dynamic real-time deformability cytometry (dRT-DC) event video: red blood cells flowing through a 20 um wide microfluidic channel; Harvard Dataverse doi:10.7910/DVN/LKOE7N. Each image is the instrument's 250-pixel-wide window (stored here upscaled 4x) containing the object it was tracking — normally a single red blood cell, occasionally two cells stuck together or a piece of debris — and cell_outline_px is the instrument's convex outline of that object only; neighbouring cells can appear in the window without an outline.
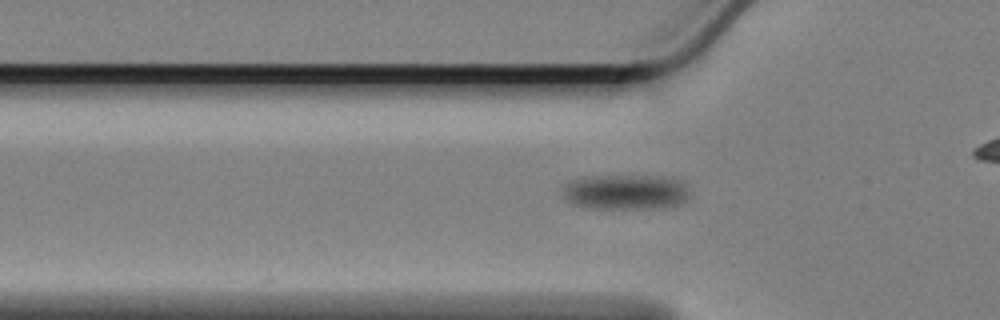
{"species": "Egyptian fruit bat (a non-hibernating species)", "species_latin": "Rousettus aegyptiacus", "temperature_condition": "cold", "stored_images_in_passage": 39, "camera_frame_rate_fps": 3000, "um_per_image_px": 0.085, "animal": {"sex": "female"}, "frame": {"image": 1, "passage_image": 12, "time_ms": 3.667, "image_size_px": [1000, 320], "cell_outline_px": [[688, 200], [680, 204], [668, 208], [592, 208], [576, 204], [568, 200], [564, 196], [560, 188], [564, 184], [572, 180], [584, 176], [672, 176], [684, 180], [688, 192]], "centroid_in_image_um": [53.24, 16.3], "position_along_channel_um": 72.6, "area_um2": 26.47}}
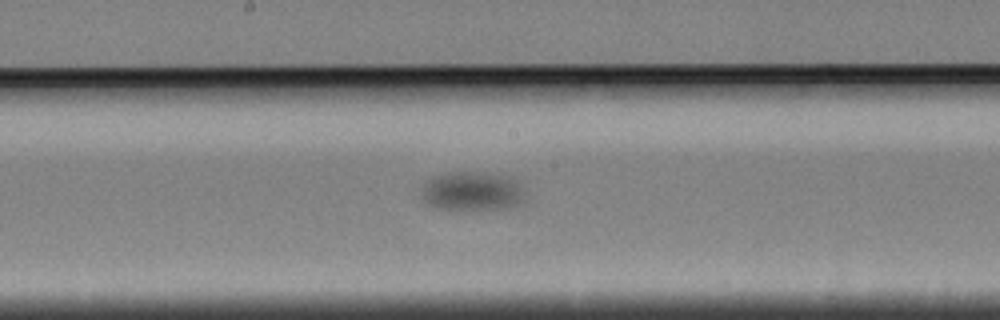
{"frame": {"image": 2, "passage_image": 25, "time_ms": 8.0, "image_size_px": [1000, 320], "cell_outline_px": [[524, 204], [512, 208], [464, 212], [436, 208], [428, 204], [420, 196], [424, 184], [428, 180], [436, 176], [456, 172], [468, 172], [500, 176], [516, 180], [524, 192]], "centroid_in_image_um": [40.14, 16.34], "position_along_channel_um": 208.1, "area_um2": 23.99}}
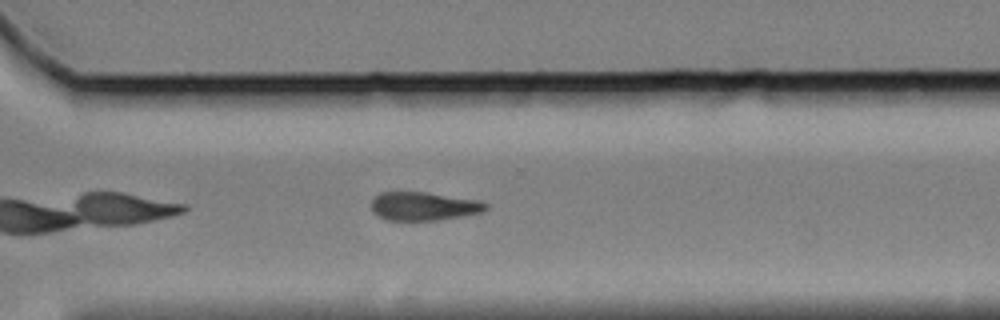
{"frame": {"image": 3, "passage_image": 39, "time_ms": 12.667, "image_size_px": [1000, 320], "cell_outline_px": [[488, 208], [480, 212], [440, 220], [388, 220], [376, 216], [372, 212], [372, 200], [380, 192], [428, 192], [480, 200], [488, 204]], "centroid_in_image_um": [36.0, 17.52], "position_along_channel_um": 334.6, "area_um2": 19.07}}